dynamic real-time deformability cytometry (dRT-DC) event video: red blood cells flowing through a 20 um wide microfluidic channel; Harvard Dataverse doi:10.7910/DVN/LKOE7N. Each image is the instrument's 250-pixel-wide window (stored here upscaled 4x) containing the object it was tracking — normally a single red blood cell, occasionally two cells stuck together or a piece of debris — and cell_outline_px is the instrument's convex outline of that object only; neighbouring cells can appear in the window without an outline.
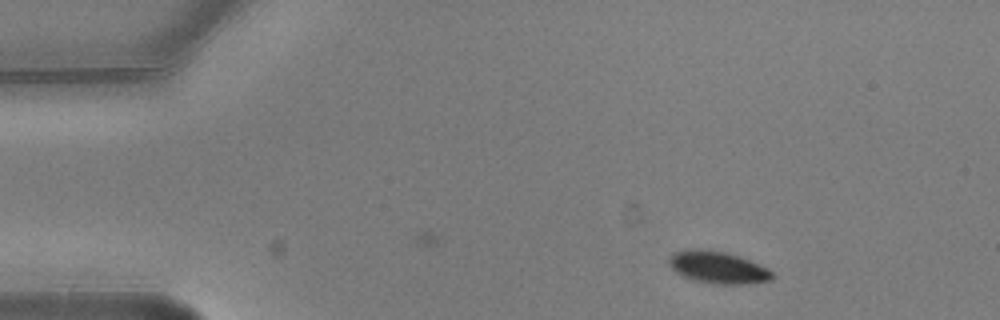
{"species": "common noctule bat (a hibernating species)", "species_latin": "Nyctalus noctula", "temperature_condition": "warm", "stored_images_in_passage": 3, "camera_frame_rate_fps": 3000, "um_per_image_px": 0.085, "animal": {"sex": "male", "body_mass_g": 20.5, "forearm_length_mm": 52.5}, "frame": {"image": 1, "passage_image": 1, "time_ms": 0.0, "image_size_px": [1000, 320], "cell_outline_px": [[776, 276], [772, 280], [744, 284], [716, 284], [696, 280], [684, 276], [676, 272], [668, 264], [668, 260], [676, 252], [688, 248], [700, 248], [728, 252], [740, 256], [768, 268]], "centroid_in_image_um": [61.05, 22.71], "position_along_channel_um": 23.9, "area_um2": 19.42}}